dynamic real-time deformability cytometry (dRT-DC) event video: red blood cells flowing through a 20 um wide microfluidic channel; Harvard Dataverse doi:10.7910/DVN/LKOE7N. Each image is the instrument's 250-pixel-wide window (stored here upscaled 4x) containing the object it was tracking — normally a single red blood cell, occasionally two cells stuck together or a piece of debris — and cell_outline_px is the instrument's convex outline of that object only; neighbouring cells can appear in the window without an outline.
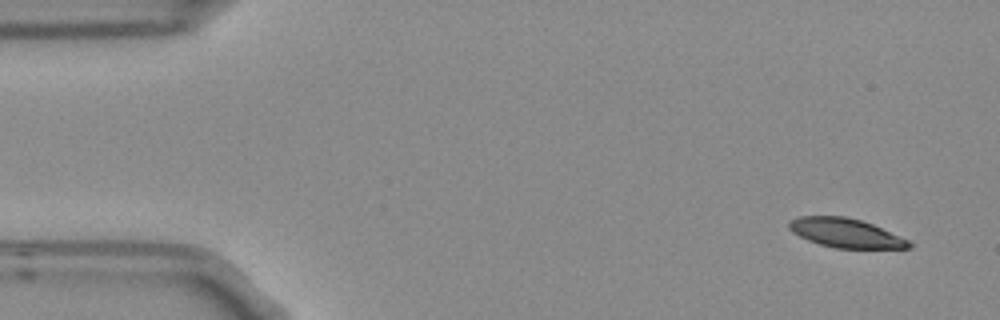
{"species": "Egyptian fruit bat (a non-hibernating species)", "species_latin": "Rousettus aegyptiacus", "temperature_condition": "room temperature", "stored_images_in_passage": 4, "camera_frame_rate_fps": 3000, "um_per_image_px": 0.085, "frame": {"image": 1, "passage_image": 1, "time_ms": 0.0, "image_size_px": [1000, 320], "cell_outline_px": [[912, 248], [836, 248], [820, 244], [808, 240], [792, 232], [788, 228], [788, 220], [800, 216], [844, 216], [860, 220], [872, 224], [908, 240], [912, 244]], "centroid_in_image_um": [71.84, 19.8], "position_along_channel_um": 13.2, "area_um2": 20.17}}
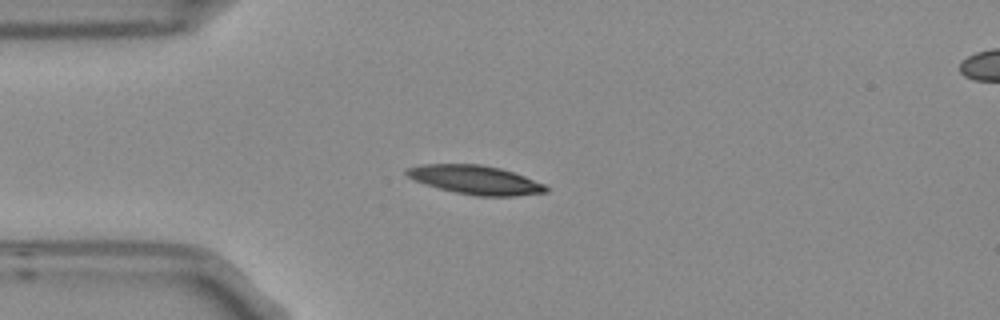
{"frame": {"image": 2, "passage_image": 4, "time_ms": 1.0, "image_size_px": [1000, 320], "cell_outline_px": [[548, 192], [516, 196], [476, 196], [456, 192], [440, 188], [416, 180], [408, 176], [404, 172], [404, 168], [420, 164], [480, 164], [500, 168], [524, 176], [544, 184], [548, 188]], "centroid_in_image_um": [40.41, 15.28], "position_along_channel_um": 44.6, "area_um2": 23.24}}